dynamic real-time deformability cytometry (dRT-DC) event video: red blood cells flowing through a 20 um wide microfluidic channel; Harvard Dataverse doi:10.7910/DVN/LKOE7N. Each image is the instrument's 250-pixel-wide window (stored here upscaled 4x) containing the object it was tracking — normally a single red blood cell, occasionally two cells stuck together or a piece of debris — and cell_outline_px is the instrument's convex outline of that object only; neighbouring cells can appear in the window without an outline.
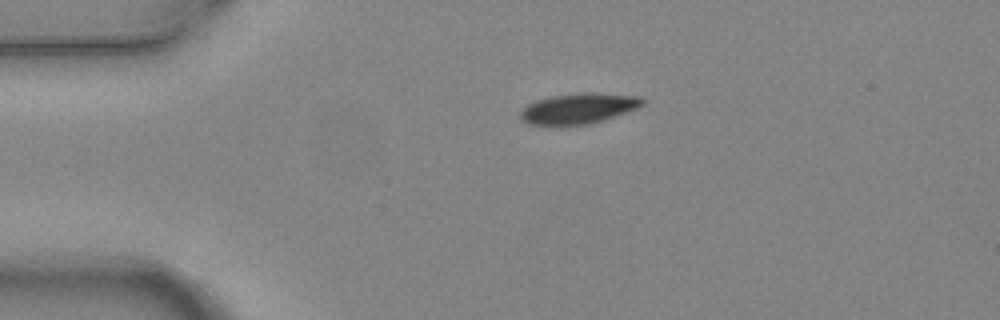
{"species": "common noctule bat (a hibernating species)", "species_latin": "Nyctalus noctula", "temperature_condition": "warm", "stored_images_in_passage": 2, "camera_frame_rate_fps": 3000, "um_per_image_px": 0.085, "animal": {"sex": "female", "body_mass_g": 24.6, "forearm_length_mm": 56.2}, "frame": {"image": 1, "passage_image": 1, "time_ms": 0.0, "image_size_px": [1000, 320], "cell_outline_px": [[644, 104], [636, 108], [604, 120], [588, 124], [556, 128], [528, 124], [520, 116], [520, 112], [528, 104], [536, 100], [548, 96], [584, 92], [592, 92], [640, 96], [644, 100]], "centroid_in_image_um": [49.12, 9.25], "position_along_channel_um": 35.9, "area_um2": 22.31}}